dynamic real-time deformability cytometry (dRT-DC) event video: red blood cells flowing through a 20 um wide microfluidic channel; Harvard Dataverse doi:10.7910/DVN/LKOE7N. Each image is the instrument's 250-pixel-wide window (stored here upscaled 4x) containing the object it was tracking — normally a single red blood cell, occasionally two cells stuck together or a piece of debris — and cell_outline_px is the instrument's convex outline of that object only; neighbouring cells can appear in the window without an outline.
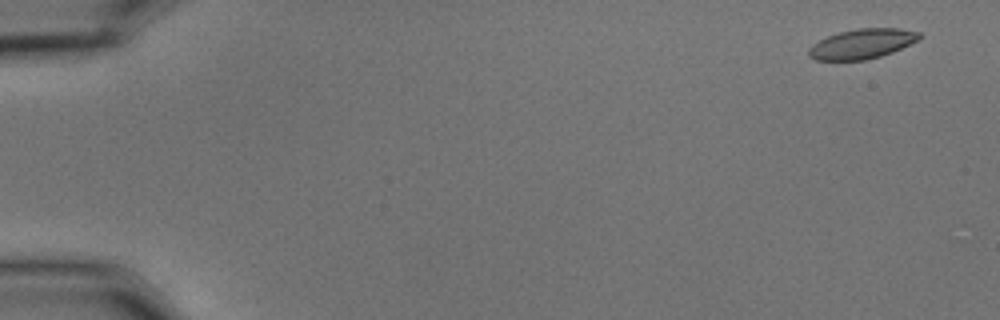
{"species": "common noctule bat (a hibernating species)", "species_latin": "Nyctalus noctula", "temperature_condition": "cold", "stored_images_in_passage": 57, "camera_frame_rate_fps": 3000, "um_per_image_px": 0.085, "animal": {"sex": "male", "body_mass_g": 15.6}, "frame": {"image": 1, "passage_image": 3, "time_ms": 0.667, "image_size_px": [1000, 320], "cell_outline_px": [[924, 36], [920, 40], [892, 52], [880, 56], [864, 60], [816, 60], [808, 56], [808, 48], [812, 44], [828, 36], [840, 32], [856, 28], [900, 28], [920, 32]], "centroid_in_image_um": [73.31, 3.72], "position_along_channel_um": 11.7, "area_um2": 19.36}}
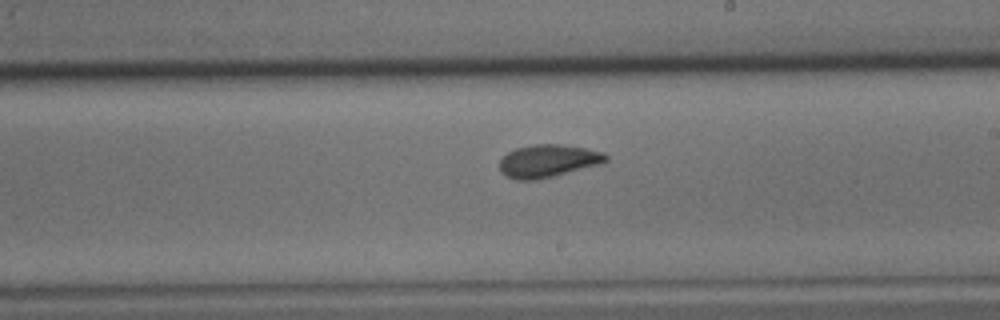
{"frame": {"image": 2, "passage_image": 34, "time_ms": 11.0, "image_size_px": [1000, 320], "cell_outline_px": [[608, 160], [600, 164], [536, 180], [516, 180], [504, 176], [500, 172], [500, 160], [508, 152], [516, 148], [532, 144], [560, 144], [584, 148], [604, 152], [608, 156]], "centroid_in_image_um": [46.55, 13.68], "position_along_channel_um": 242.4, "area_um2": 20.23}}
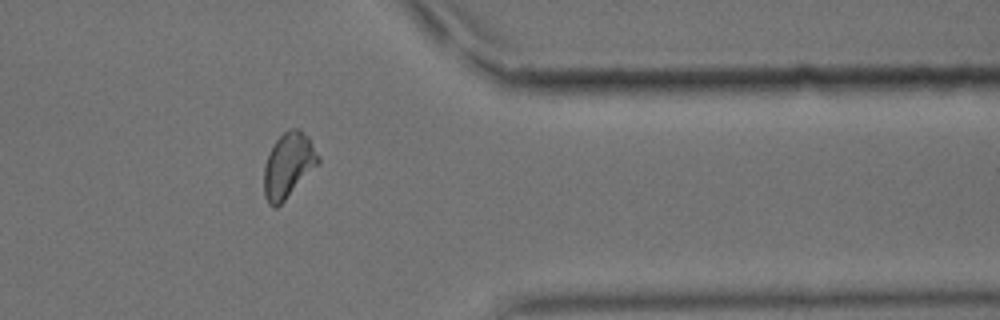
{"frame": {"image": 3, "passage_image": 47, "time_ms": 15.333, "image_size_px": [1000, 320], "cell_outline_px": [[320, 164], [276, 208], [272, 208], [268, 204], [264, 196], [264, 164], [268, 152], [276, 140], [288, 128], [300, 128], [308, 136], [320, 156]], "centroid_in_image_um": [24.52, 14.04], "position_along_channel_um": 386.9, "area_um2": 20.87}, "authors_computed_cell_mechanics": {"area_um2": 19.9988, "velocity_mm_per_s": 3.5777, "shape_relaxation_time_tau1_ms": 5.9026, "shape_relaxation_time_tau2_ms": 1.5958, "deformation_change_tau1": 0.134, "deformation_change_tau2": 0.0479}}